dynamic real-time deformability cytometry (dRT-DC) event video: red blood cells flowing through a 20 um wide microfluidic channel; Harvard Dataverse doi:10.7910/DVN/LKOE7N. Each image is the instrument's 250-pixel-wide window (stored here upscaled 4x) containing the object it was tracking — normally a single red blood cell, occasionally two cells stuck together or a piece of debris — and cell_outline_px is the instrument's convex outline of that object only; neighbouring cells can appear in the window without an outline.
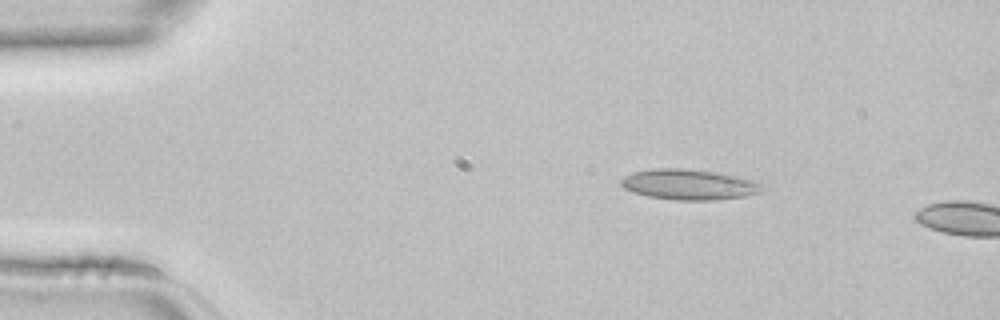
{"species": "common noctule bat (a hibernating species)", "species_latin": "Nyctalus noctula", "temperature_condition": "room temperature", "stored_images_in_passage": 4, "camera_frame_rate_fps": 3000, "um_per_image_px": 0.085, "animal": {"sex": "female", "body_mass_g": 22.7, "forearm_length_mm": 54.2}, "frame": {"image": 1, "passage_image": 1, "time_ms": 0.0, "image_size_px": [1000, 320], "cell_outline_px": [[764, 184], [760, 192], [744, 196], [716, 200], [676, 200], [648, 196], [632, 192], [624, 188], [620, 184], [620, 180], [624, 176], [632, 172], [656, 168], [684, 168], [716, 172], [736, 176], [752, 180]], "centroid_in_image_um": [58.53, 15.68], "position_along_channel_um": 26.5, "area_um2": 25.09}}